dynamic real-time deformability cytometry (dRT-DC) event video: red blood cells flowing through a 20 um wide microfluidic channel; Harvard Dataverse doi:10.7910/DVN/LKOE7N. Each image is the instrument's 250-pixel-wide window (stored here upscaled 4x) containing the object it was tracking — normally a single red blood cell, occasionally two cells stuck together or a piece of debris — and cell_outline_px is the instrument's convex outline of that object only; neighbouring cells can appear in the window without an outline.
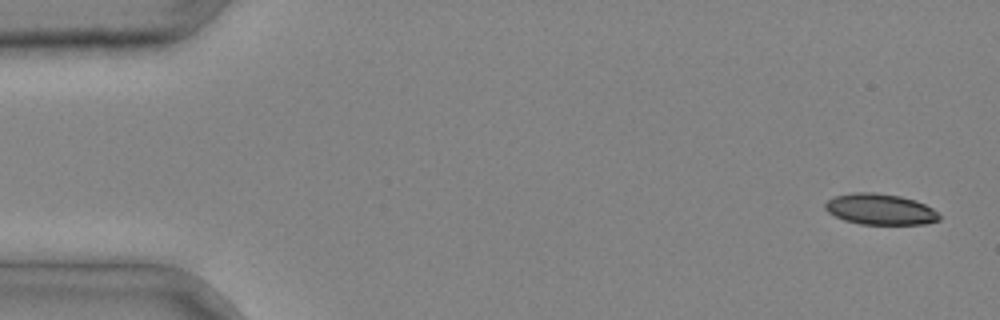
{"species": "common noctule bat (a hibernating species)", "species_latin": "Nyctalus noctula", "temperature_condition": "cold", "stored_images_in_passage": 4, "camera_frame_rate_fps": 3000, "um_per_image_px": 0.085, "animal": {"sex": "male", "body_mass_g": 20.4}, "frame": {"image": 1, "passage_image": 1, "time_ms": 0.0, "image_size_px": [1000, 320], "cell_outline_px": [[940, 220], [924, 224], [860, 224], [844, 220], [828, 212], [824, 208], [824, 204], [832, 196], [852, 192], [876, 192], [900, 196], [916, 200], [932, 208], [940, 216]], "centroid_in_image_um": [74.79, 17.77], "position_along_channel_um": 10.2, "area_um2": 20.69}}
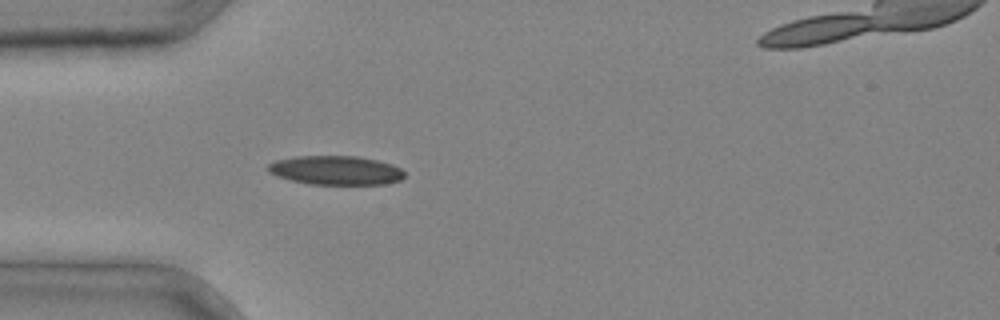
{"frame": {"image": 2, "passage_image": 4, "time_ms": 1.0, "image_size_px": [1000, 320], "cell_outline_px": [[404, 176], [400, 180], [384, 184], [308, 184], [276, 176], [268, 172], [268, 164], [276, 160], [296, 156], [356, 156], [376, 160], [392, 164], [400, 168], [404, 172]], "centroid_in_image_um": [28.52, 14.47], "position_along_channel_um": 56.5, "area_um2": 23.0}}